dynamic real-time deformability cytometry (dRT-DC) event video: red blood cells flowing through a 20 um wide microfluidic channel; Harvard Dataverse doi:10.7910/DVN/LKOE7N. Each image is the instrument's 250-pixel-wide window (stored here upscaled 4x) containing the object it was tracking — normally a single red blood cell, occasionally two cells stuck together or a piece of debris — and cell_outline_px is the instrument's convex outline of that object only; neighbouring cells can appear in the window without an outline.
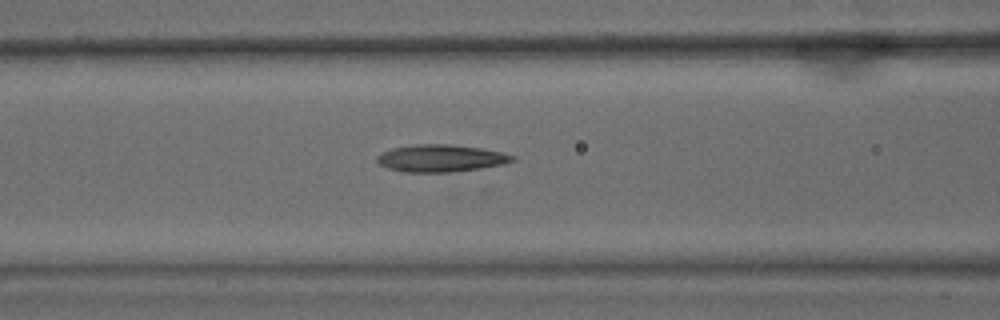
{"species": "common noctule bat (a hibernating species)", "species_latin": "Nyctalus noctula", "temperature_condition": "warm", "stored_images_in_passage": 33, "camera_frame_rate_fps": 3000, "um_per_image_px": 0.085, "animal": {"sex": "male", "body_mass_g": 15.6}, "frame": {"image": 1, "passage_image": 12, "time_ms": 3.667, "image_size_px": [1000, 320], "cell_outline_px": [[516, 160], [504, 164], [480, 168], [448, 172], [404, 172], [388, 168], [380, 164], [376, 160], [376, 156], [380, 152], [392, 148], [416, 144], [448, 144], [480, 148], [500, 152], [516, 156]], "centroid_in_image_um": [37.44, 13.45], "position_along_channel_um": 129.2, "area_um2": 21.44}}
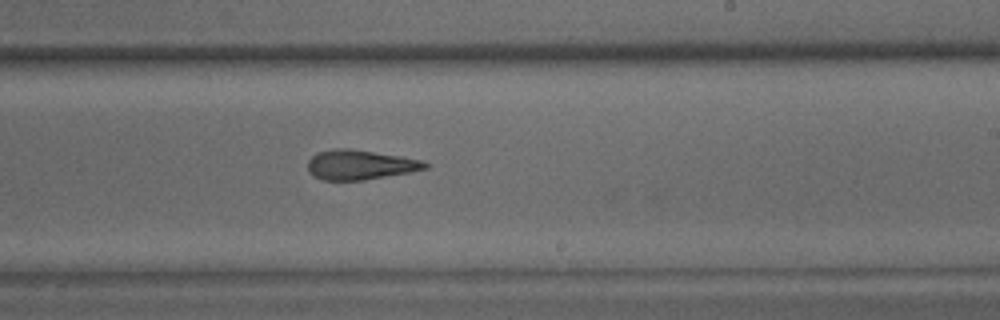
{"frame": {"image": 2, "passage_image": 22, "time_ms": 7.0, "image_size_px": [1000, 320], "cell_outline_px": [[428, 168], [408, 172], [364, 180], [324, 180], [312, 176], [308, 172], [308, 160], [316, 152], [332, 148], [352, 148], [400, 156], [420, 160], [428, 164]], "centroid_in_image_um": [30.53, 13.99], "position_along_channel_um": 258.5, "area_um2": 20.35}}
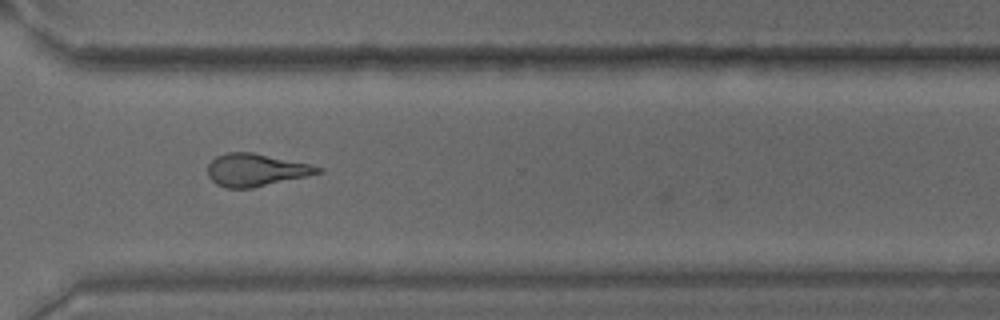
{"frame": {"image": 3, "passage_image": 29, "time_ms": 9.333, "image_size_px": [1000, 320], "cell_outline_px": [[324, 172], [308, 176], [252, 188], [228, 188], [216, 184], [208, 176], [208, 164], [216, 156], [228, 152], [252, 152], [308, 164], [324, 168]], "centroid_in_image_um": [21.75, 14.45], "position_along_channel_um": 348.8, "area_um2": 20.81}}